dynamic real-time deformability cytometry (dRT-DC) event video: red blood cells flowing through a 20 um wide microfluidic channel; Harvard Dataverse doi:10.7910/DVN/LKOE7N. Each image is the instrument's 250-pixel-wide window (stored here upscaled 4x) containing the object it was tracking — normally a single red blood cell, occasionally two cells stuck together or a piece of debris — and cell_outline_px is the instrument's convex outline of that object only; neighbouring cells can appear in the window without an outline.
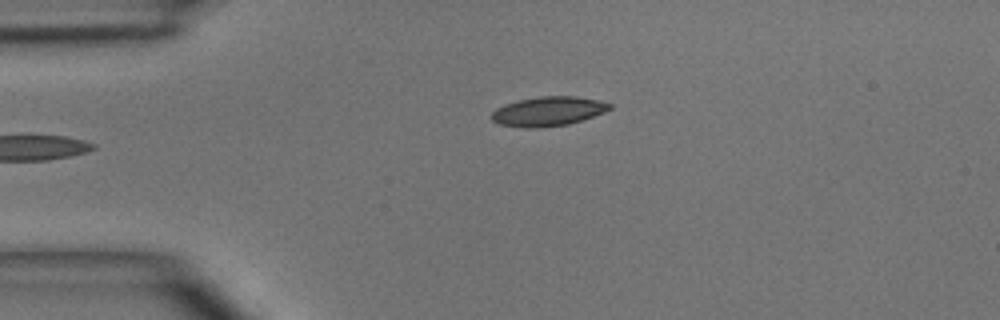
{"species": "common noctule bat (a hibernating species)", "species_latin": "Nyctalus noctula", "temperature_condition": "room temperature", "stored_images_in_passage": 3, "camera_frame_rate_fps": 3000, "um_per_image_px": 0.085, "animal": {"sex": "male", "body_mass_g": 15.6}, "frame": {"image": 1, "passage_image": 3, "time_ms": 2.333, "image_size_px": [1000, 320], "cell_outline_px": [[612, 108], [604, 112], [568, 124], [536, 128], [524, 128], [500, 124], [492, 120], [492, 112], [496, 108], [504, 104], [520, 100], [540, 96], [576, 96], [596, 100], [612, 104]], "centroid_in_image_um": [46.57, 9.46], "position_along_channel_um": 38.4, "area_um2": 20.0}}